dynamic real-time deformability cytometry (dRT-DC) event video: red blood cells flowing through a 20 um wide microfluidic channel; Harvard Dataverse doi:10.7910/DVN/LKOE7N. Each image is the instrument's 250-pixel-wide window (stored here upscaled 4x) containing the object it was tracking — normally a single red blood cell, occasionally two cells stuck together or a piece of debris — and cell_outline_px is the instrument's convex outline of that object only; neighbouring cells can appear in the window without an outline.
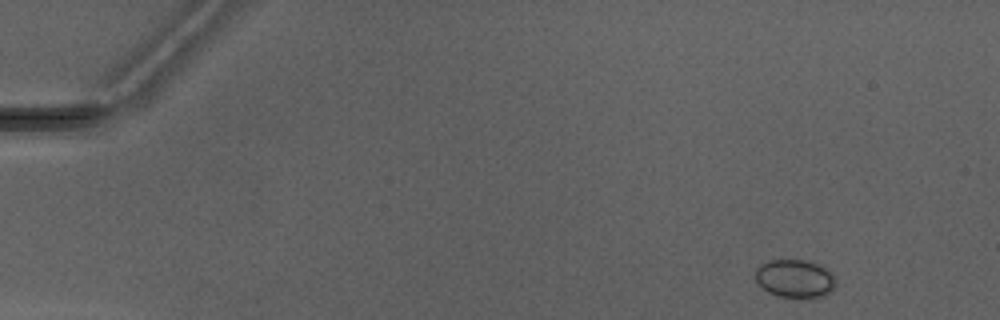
{"species": "Egyptian fruit bat (a non-hibernating species)", "species_latin": "Rousettus aegyptiacus", "temperature_condition": "warm", "stored_images_in_passage": 5, "camera_frame_rate_fps": 3000, "um_per_image_px": 0.085, "animal": {"sex": "male"}, "frame": {"image": 1, "passage_image": 1, "time_ms": 0.0, "image_size_px": [1000, 320], "cell_outline_px": [[836, 284], [832, 292], [824, 296], [796, 300], [780, 296], [768, 292], [756, 280], [756, 268], [760, 264], [768, 260], [804, 260], [816, 264], [824, 268], [836, 280]], "centroid_in_image_um": [67.57, 23.72], "position_along_channel_um": 17.4, "area_um2": 18.03}}